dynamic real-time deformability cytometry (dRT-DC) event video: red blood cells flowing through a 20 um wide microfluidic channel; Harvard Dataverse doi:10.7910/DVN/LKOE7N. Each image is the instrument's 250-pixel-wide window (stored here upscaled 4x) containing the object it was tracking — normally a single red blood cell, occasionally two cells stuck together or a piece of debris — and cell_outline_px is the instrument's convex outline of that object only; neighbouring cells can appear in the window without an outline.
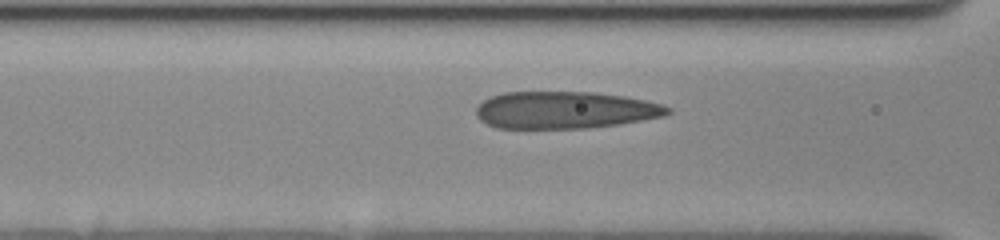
{"species": "human", "species_latin": "Homo sapiens", "temperature_condition": "cold", "stored_images_in_passage": 44, "camera_frame_rate_fps": 3000, "um_per_image_px": 0.085, "donor": {"sex": "female"}, "frame": {"image": 1, "passage_image": 17, "time_ms": 5.333, "image_size_px": [1000, 240], "cell_outline_px": [[672, 112], [664, 116], [620, 124], [588, 128], [496, 128], [480, 120], [476, 116], [476, 108], [484, 100], [492, 96], [504, 92], [596, 92], [624, 96], [664, 104], [672, 108]], "centroid_in_image_um": [48.06, 9.35], "position_along_channel_um": 118.5, "area_um2": 41.67}}
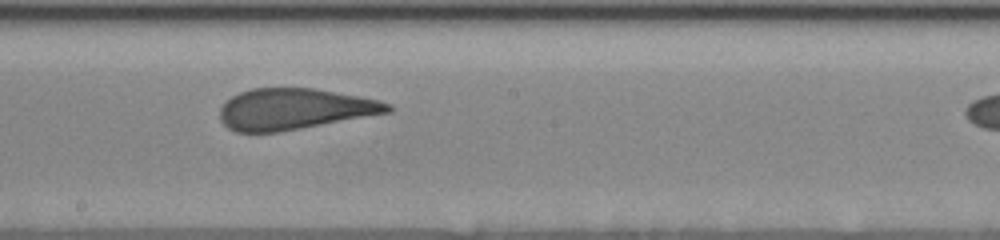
{"frame": {"image": 2, "passage_image": 26, "time_ms": 8.333, "image_size_px": [1000, 240], "cell_outline_px": [[392, 112], [300, 128], [276, 132], [236, 132], [228, 128], [220, 120], [220, 108], [232, 96], [240, 92], [252, 88], [312, 88], [360, 96], [380, 100], [392, 104]], "centroid_in_image_um": [25.03, 9.26], "position_along_channel_um": 223.2, "area_um2": 40.0}}
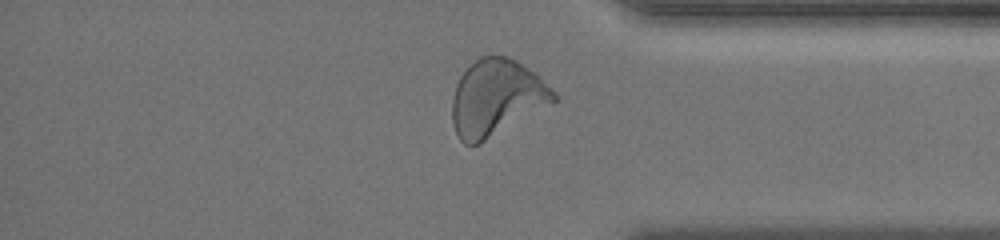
{"frame": {"image": 3, "passage_image": 41, "time_ms": 13.333, "image_size_px": [1000, 240], "cell_outline_px": [[556, 100], [480, 144], [464, 144], [460, 140], [456, 132], [452, 120], [452, 100], [456, 84], [460, 76], [480, 56], [504, 56], [516, 60], [532, 72], [556, 96]], "centroid_in_image_um": [42.12, 8.33], "position_along_channel_um": 393.1, "area_um2": 43.87}}